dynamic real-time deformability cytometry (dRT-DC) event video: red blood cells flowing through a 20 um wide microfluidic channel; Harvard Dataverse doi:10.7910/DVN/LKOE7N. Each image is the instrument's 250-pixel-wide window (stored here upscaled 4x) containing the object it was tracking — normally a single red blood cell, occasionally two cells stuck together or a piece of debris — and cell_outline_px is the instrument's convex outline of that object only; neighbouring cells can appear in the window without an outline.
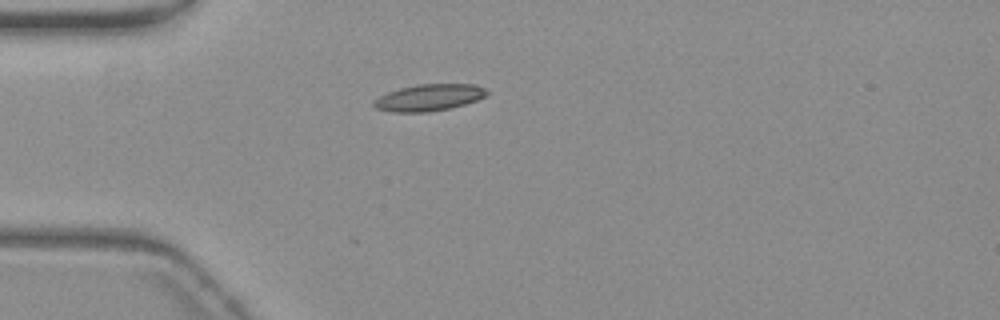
{"species": "common noctule bat (a hibernating species)", "species_latin": "Nyctalus noctula", "temperature_condition": "warm", "stored_images_in_passage": 14, "camera_frame_rate_fps": 3000, "um_per_image_px": 0.085, "animal": {"sex": "female", "body_mass_g": 19.3, "forearm_length_mm": 54.1}, "frame": {"image": 1, "passage_image": 1, "time_ms": 0.0, "image_size_px": [1000, 320], "cell_outline_px": [[488, 92], [484, 96], [476, 100], [464, 104], [448, 108], [428, 112], [392, 112], [376, 108], [372, 104], [380, 96], [388, 92], [400, 88], [416, 84], [476, 84], [484, 88]], "centroid_in_image_um": [36.45, 8.28], "position_along_channel_um": 48.5, "area_um2": 17.34}}
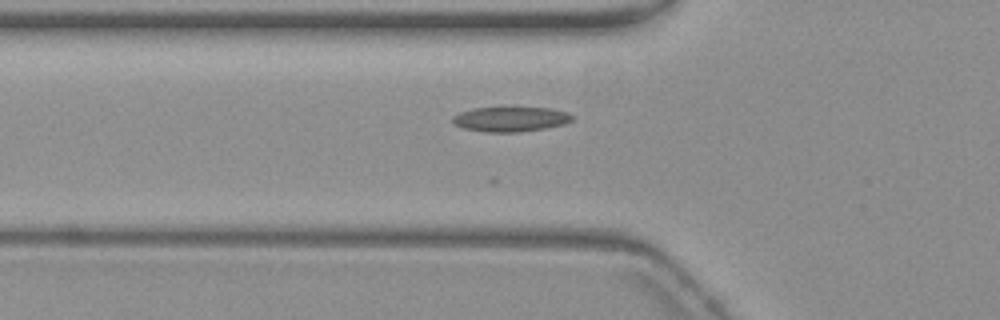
{"frame": {"image": 2, "passage_image": 5, "time_ms": 1.333, "image_size_px": [1000, 320], "cell_outline_px": [[576, 116], [572, 120], [564, 124], [544, 128], [520, 132], [484, 132], [464, 128], [452, 124], [452, 116], [460, 112], [472, 108], [504, 104], [512, 104], [548, 108], [568, 112]], "centroid_in_image_um": [43.38, 10.06], "position_along_channel_um": 82.4, "area_um2": 18.55}}